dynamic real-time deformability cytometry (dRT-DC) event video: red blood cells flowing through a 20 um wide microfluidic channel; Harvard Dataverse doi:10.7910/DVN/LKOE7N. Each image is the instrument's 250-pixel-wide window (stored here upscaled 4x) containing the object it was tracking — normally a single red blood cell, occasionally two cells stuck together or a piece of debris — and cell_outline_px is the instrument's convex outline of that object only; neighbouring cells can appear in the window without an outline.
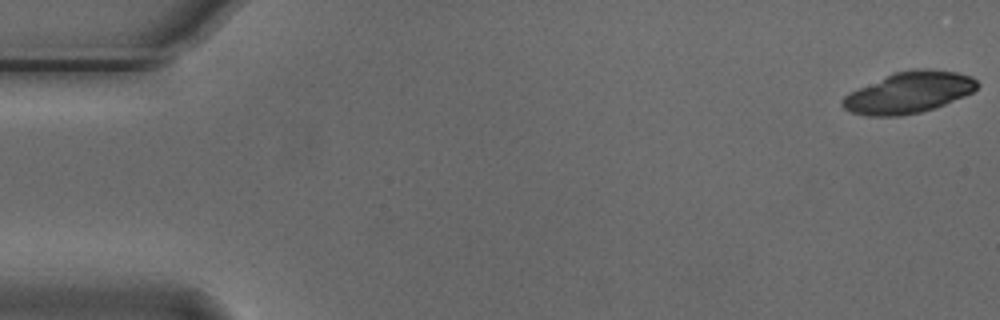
{"species": "Egyptian fruit bat (a non-hibernating species)", "species_latin": "Rousettus aegyptiacus", "temperature_condition": "cold", "stored_images_in_passage": 19, "camera_frame_rate_fps": 3000, "um_per_image_px": 0.085, "animal": {"sex": "male"}, "frame": {"image": 1, "passage_image": 1, "time_ms": 0.0, "image_size_px": [1000, 320], "cell_outline_px": [[980, 84], [972, 92], [964, 96], [944, 104], [920, 112], [900, 116], [868, 116], [852, 112], [844, 108], [840, 104], [840, 100], [848, 92], [896, 72], [912, 68], [928, 68], [956, 72], [972, 76]], "centroid_in_image_um": [77.24, 7.85], "position_along_channel_um": 7.8, "area_um2": 32.31}}